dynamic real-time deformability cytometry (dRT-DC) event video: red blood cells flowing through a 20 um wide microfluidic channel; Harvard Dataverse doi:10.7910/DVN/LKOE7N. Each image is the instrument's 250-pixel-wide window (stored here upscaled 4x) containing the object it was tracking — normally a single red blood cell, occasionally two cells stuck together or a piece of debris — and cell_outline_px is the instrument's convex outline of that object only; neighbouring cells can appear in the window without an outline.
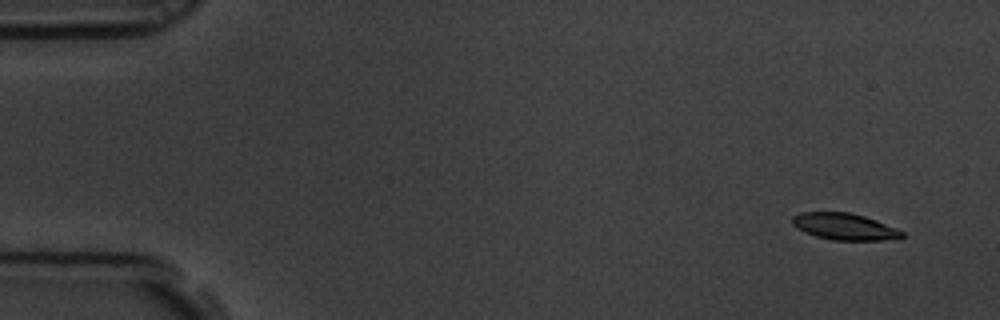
{"species": "common noctule bat (a hibernating species)", "species_latin": "Nyctalus noctula", "temperature_condition": "room temperature", "stored_images_in_passage": 5, "camera_frame_rate_fps": 3000, "um_per_image_px": 0.085, "animal": {"sex": "male", "body_mass_g": 19.5, "forearm_length_mm": 54.6}, "frame": {"image": 1, "passage_image": 1, "time_ms": 0.0, "image_size_px": [1000, 320], "cell_outline_px": [[904, 236], [900, 240], [832, 240], [816, 236], [804, 232], [796, 228], [792, 224], [792, 216], [800, 212], [848, 212], [864, 216], [896, 228], [904, 232]], "centroid_in_image_um": [71.79, 19.27], "position_along_channel_um": 13.2, "area_um2": 17.17}}
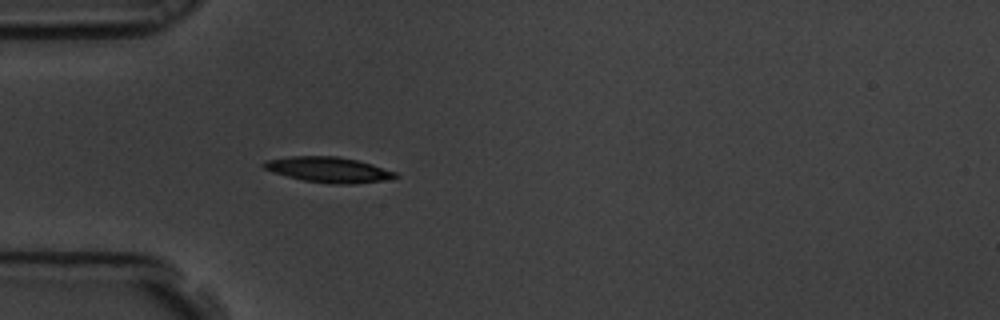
{"frame": {"image": 2, "passage_image": 5, "time_ms": 1.333, "image_size_px": [1000, 320], "cell_outline_px": [[400, 176], [384, 180], [352, 184], [332, 184], [304, 180], [272, 172], [264, 168], [260, 164], [264, 160], [292, 156], [336, 156], [356, 160], [372, 164], [396, 172]], "centroid_in_image_um": [27.9, 14.42], "position_along_channel_um": 57.1, "area_um2": 19.42}}